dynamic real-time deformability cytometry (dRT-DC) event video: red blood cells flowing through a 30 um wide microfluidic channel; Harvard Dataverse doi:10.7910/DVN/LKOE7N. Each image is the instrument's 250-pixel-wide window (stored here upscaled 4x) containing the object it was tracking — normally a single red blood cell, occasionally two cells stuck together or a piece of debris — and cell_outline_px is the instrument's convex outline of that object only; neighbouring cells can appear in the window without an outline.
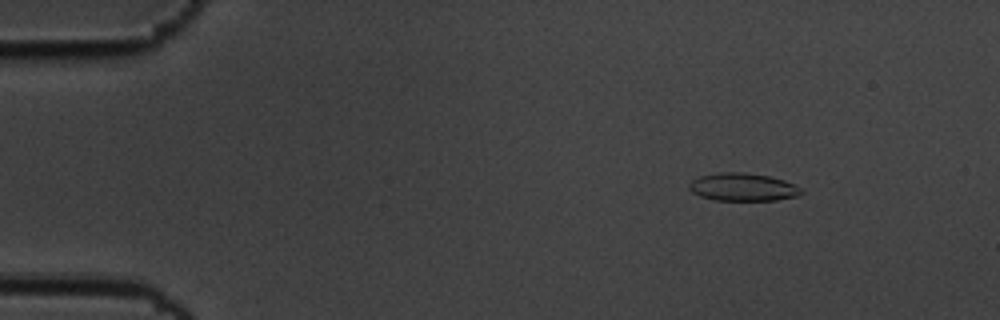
{"species": "common noctule bat (a hibernating species)", "species_latin": "Nyctalus noctula", "temperature_condition": "cold", "stored_images_in_passage": 58, "camera_frame_rate_fps": 3000, "um_per_image_px": 0.085, "animal": {"sex": "male", "body_mass_g": 19.5, "forearm_length_mm": 54.6}, "frame": {"image": 1, "passage_image": 8, "time_ms": 2.333, "image_size_px": [1000, 320], "cell_outline_px": [[804, 192], [800, 196], [776, 200], [712, 200], [700, 196], [692, 192], [688, 188], [688, 184], [692, 180], [700, 176], [720, 172], [744, 172], [768, 176], [784, 180], [800, 188]], "centroid_in_image_um": [63.13, 15.91], "position_along_channel_um": 21.9, "area_um2": 18.26}}
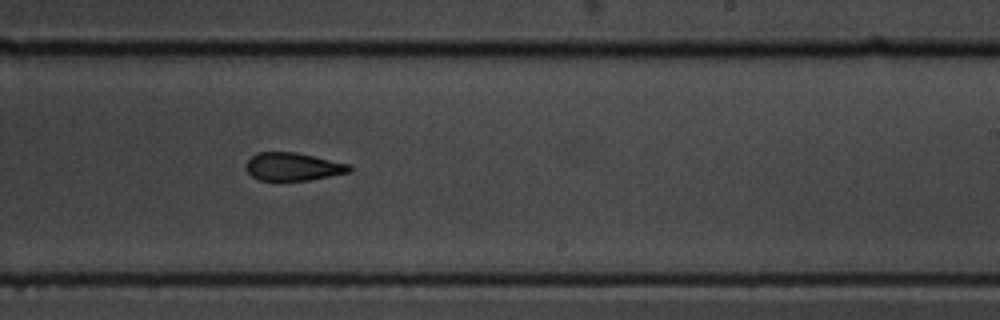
{"frame": {"image": 2, "passage_image": 36, "time_ms": 11.667, "image_size_px": [1000, 320], "cell_outline_px": [[352, 172], [308, 180], [260, 180], [252, 176], [244, 168], [244, 164], [256, 152], [296, 152], [352, 164]], "centroid_in_image_um": [24.92, 14.16], "position_along_channel_um": 264.1, "area_um2": 17.05}}
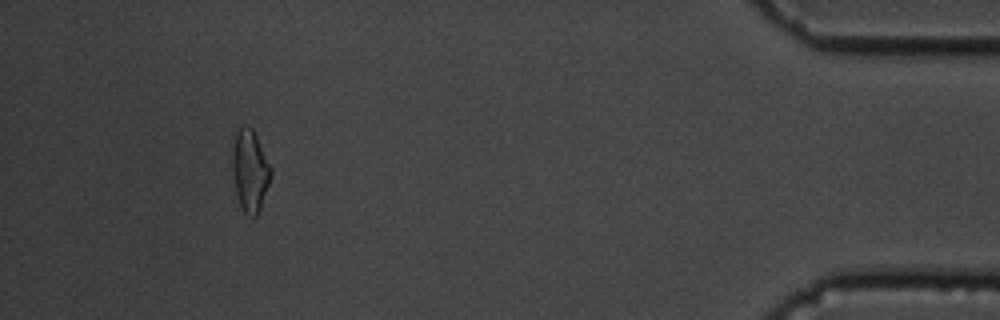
{"frame": {"image": 3, "passage_image": 54, "time_ms": 17.667, "image_size_px": [1000, 320], "cell_outline_px": [[272, 176], [260, 208], [256, 216], [252, 216], [244, 212], [240, 204], [236, 192], [232, 172], [232, 144], [236, 132], [240, 124], [244, 124], [252, 128], [272, 168]], "centroid_in_image_um": [21.24, 14.45], "position_along_channel_um": 414.0, "area_um2": 18.44}, "authors_computed_cell_mechanics": {"area_um2": 18.2937, "velocity_mm_per_s": 3.4942, "shape_relaxation_time_tau1_ms": 3.2636, "shape_relaxation_time_tau2_ms": 3.3994, "deformation_change_tau1": 0.1207, "deformation_change_tau2": 0.114}}